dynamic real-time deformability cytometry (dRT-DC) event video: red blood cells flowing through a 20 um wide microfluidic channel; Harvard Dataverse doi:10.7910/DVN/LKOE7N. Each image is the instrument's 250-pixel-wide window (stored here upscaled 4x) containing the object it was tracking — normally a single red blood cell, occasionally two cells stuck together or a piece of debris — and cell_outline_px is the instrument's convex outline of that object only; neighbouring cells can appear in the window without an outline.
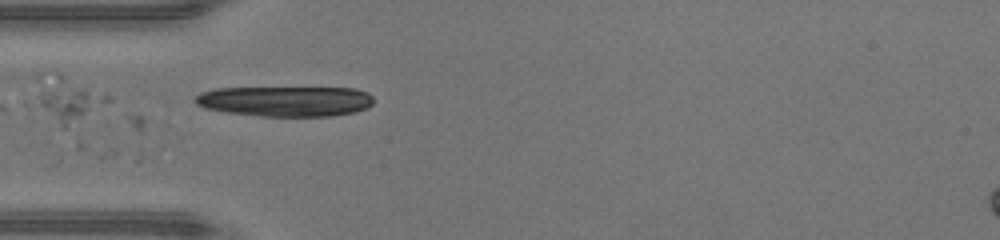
{"species": "human", "species_latin": "Homo sapiens", "temperature_condition": "warm", "stored_images_in_passage": 35, "camera_frame_rate_fps": 3000, "um_per_image_px": 0.085, "donor": {"sex": "male"}, "frame": {"image": 1, "passage_image": 1, "time_ms": 0.0, "image_size_px": [1000, 240], "cell_outline_px": [[372, 104], [368, 108], [356, 112], [332, 116], [260, 116], [228, 112], [204, 108], [196, 104], [192, 100], [200, 92], [216, 88], [356, 88], [368, 92], [372, 96]], "centroid_in_image_um": [24.27, 8.6], "position_along_channel_um": 60.7, "area_um2": 31.73}}
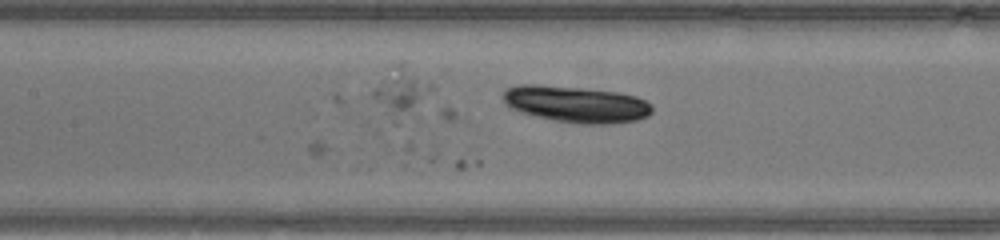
{"frame": {"image": 2, "passage_image": 8, "time_ms": 2.333, "image_size_px": [1000, 240], "cell_outline_px": [[652, 112], [648, 116], [636, 120], [608, 124], [584, 124], [556, 120], [536, 116], [520, 112], [508, 108], [504, 104], [500, 96], [504, 88], [516, 84], [536, 84], [584, 88], [620, 92], [636, 96], [652, 104]], "centroid_in_image_um": [48.9, 8.84], "position_along_channel_um": 158.5, "area_um2": 32.19}}
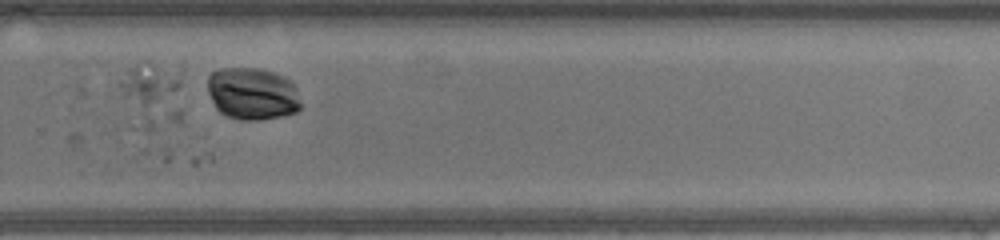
{"frame": {"image": 3, "passage_image": 19, "time_ms": 6.0, "image_size_px": [1000, 240], "cell_outline_px": [[300, 108], [296, 112], [284, 116], [260, 120], [240, 120], [228, 116], [220, 112], [216, 108], [208, 92], [208, 76], [212, 72], [220, 68], [260, 68], [284, 76], [292, 80], [296, 88], [300, 104]], "centroid_in_image_um": [21.46, 7.96], "position_along_channel_um": 308.3, "area_um2": 28.61}}